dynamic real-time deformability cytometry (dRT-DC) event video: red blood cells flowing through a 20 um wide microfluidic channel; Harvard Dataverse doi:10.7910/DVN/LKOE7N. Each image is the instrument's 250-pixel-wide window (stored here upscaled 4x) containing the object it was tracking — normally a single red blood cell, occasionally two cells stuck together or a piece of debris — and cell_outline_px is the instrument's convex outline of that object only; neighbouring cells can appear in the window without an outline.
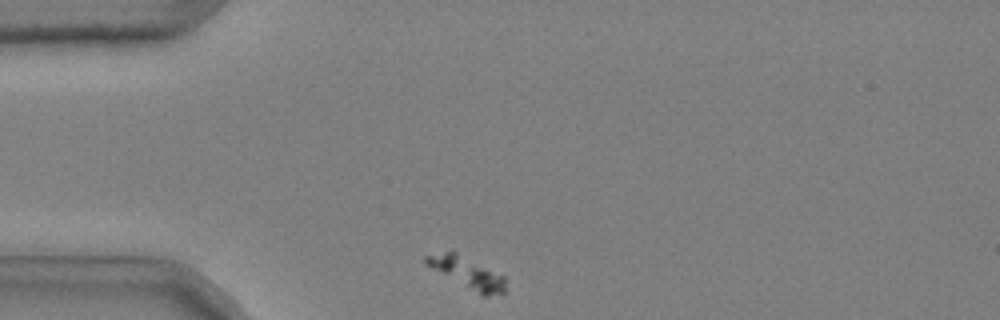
{"species": "common noctule bat (a hibernating species)", "species_latin": "Nyctalus noctula", "temperature_condition": "cold", "stored_images_in_passage": 22, "camera_frame_rate_fps": 3000, "um_per_image_px": 0.085, "animal": {"sex": "male", "body_mass_g": 20.4}, "frame": {"image": 1, "passage_image": 1, "time_ms": 0.0, "image_size_px": [1000, 320], "cell_outline_px": [[504, 292], [484, 296], [480, 296], [424, 264], [424, 256], [452, 248], [504, 276]], "centroid_in_image_um": [39.63, 23.13], "position_along_channel_um": 45.4, "area_um2": 14.91}}